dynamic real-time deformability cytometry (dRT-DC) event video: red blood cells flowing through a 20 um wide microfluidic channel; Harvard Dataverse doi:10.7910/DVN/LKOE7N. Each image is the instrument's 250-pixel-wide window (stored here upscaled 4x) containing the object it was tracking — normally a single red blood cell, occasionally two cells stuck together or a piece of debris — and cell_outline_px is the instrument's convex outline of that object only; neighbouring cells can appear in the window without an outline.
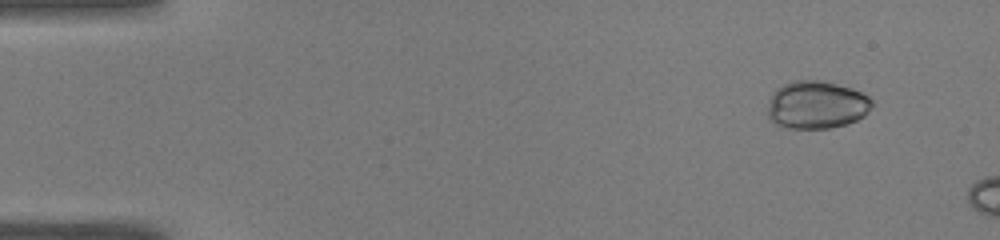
{"species": "common noctule bat (a hibernating species)", "species_latin": "Nyctalus noctula", "temperature_condition": "warm", "stored_images_in_passage": 10, "camera_frame_rate_fps": 3000, "um_per_image_px": 0.085, "animal": {"sex": "male", "body_mass_g": 19.0, "forearm_length_mm": 50.8}, "frame": {"image": 1, "passage_image": 1, "time_ms": 0.0, "image_size_px": [1000, 240], "cell_outline_px": [[872, 104], [864, 116], [856, 120], [832, 128], [788, 128], [776, 124], [768, 116], [768, 100], [772, 92], [776, 88], [792, 80], [824, 80], [852, 88], [868, 96], [872, 100]], "centroid_in_image_um": [69.38, 8.89], "position_along_channel_um": 15.6, "area_um2": 29.19}}